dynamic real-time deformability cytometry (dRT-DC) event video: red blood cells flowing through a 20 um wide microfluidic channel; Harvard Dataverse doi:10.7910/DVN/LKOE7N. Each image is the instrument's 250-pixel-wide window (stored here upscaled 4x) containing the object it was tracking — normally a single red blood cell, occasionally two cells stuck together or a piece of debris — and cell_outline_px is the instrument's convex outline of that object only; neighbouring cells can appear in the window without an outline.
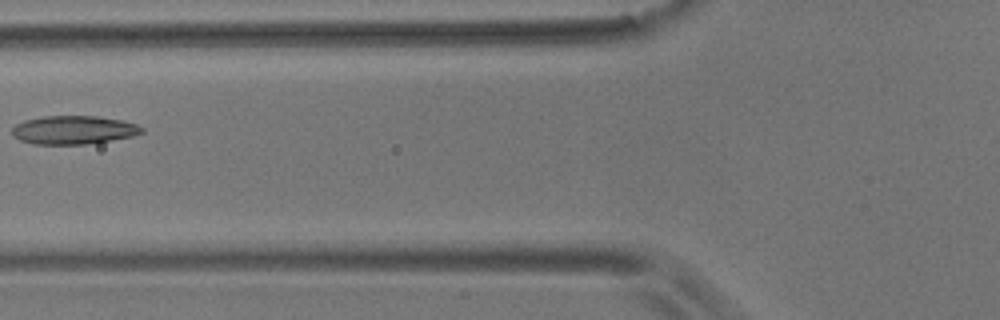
{"species": "common noctule bat (a hibernating species)", "species_latin": "Nyctalus noctula", "temperature_condition": "room temperature", "stored_images_in_passage": 4, "camera_frame_rate_fps": 3000, "um_per_image_px": 0.085, "animal": {"sex": "male", "body_mass_g": 17.9}, "frame": {"image": 1, "passage_image": 3, "time_ms": 0.667, "image_size_px": [1000, 320], "cell_outline_px": [[144, 132], [132, 136], [112, 140], [84, 144], [32, 144], [20, 140], [12, 136], [12, 128], [16, 124], [24, 120], [44, 116], [96, 116], [120, 120], [136, 124], [144, 128]], "centroid_in_image_um": [6.23, 11.05], "position_along_channel_um": 119.6, "area_um2": 21.5}}
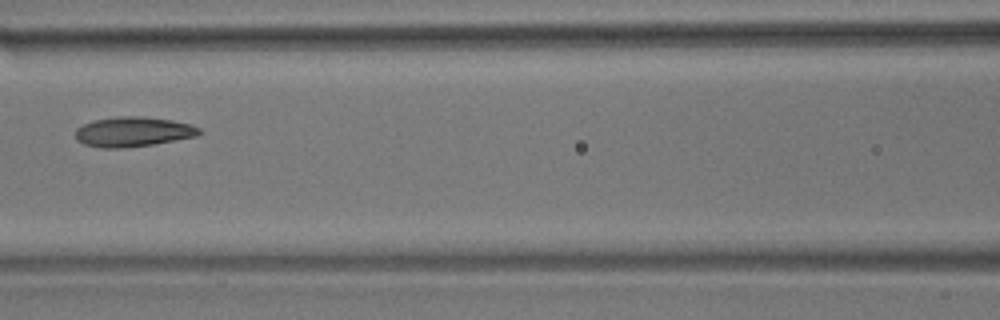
{"frame": {"image": 2, "passage_image": 4, "time_ms": 1.0, "image_size_px": [1000, 320], "cell_outline_px": [[200, 132], [196, 136], [152, 144], [120, 148], [104, 148], [84, 144], [76, 140], [76, 128], [92, 120], [116, 116], [144, 116], [172, 120], [192, 124], [200, 128]], "centroid_in_image_um": [11.29, 11.18], "position_along_channel_um": 155.3, "area_um2": 21.5}}